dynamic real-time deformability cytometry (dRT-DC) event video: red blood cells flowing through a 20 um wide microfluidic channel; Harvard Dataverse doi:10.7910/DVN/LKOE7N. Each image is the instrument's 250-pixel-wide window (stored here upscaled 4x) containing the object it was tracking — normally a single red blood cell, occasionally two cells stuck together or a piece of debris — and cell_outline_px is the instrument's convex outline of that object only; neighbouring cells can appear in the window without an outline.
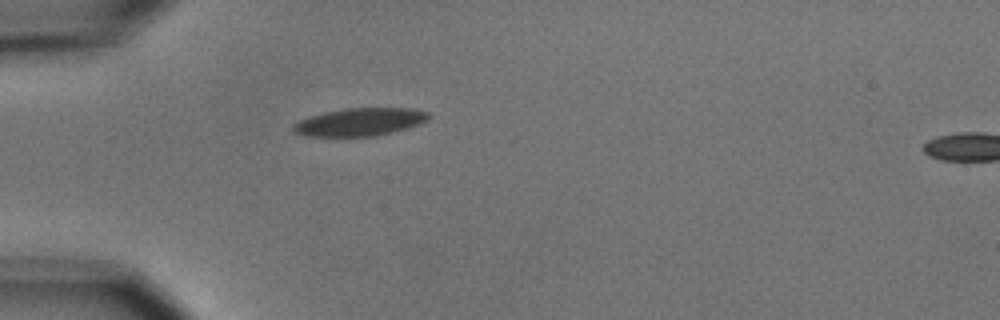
{"species": "common noctule bat (a hibernating species)", "species_latin": "Nyctalus noctula", "temperature_condition": "cold", "stored_images_in_passage": 2, "segment_of_instrument_passage": [1, 2], "camera_frame_rate_fps": 3000, "um_per_image_px": 0.085, "animal": {"sex": "male", "body_mass_g": 15.6}, "frame": {"image": 1, "passage_image": 1, "time_ms": 0.0, "image_size_px": [1000, 320], "cell_outline_px": [[428, 120], [392, 132], [376, 136], [304, 136], [296, 132], [292, 128], [292, 124], [308, 116], [324, 112], [344, 108], [412, 108], [428, 112]], "centroid_in_image_um": [30.53, 10.36], "position_along_channel_um": 54.5, "area_um2": 21.79}}